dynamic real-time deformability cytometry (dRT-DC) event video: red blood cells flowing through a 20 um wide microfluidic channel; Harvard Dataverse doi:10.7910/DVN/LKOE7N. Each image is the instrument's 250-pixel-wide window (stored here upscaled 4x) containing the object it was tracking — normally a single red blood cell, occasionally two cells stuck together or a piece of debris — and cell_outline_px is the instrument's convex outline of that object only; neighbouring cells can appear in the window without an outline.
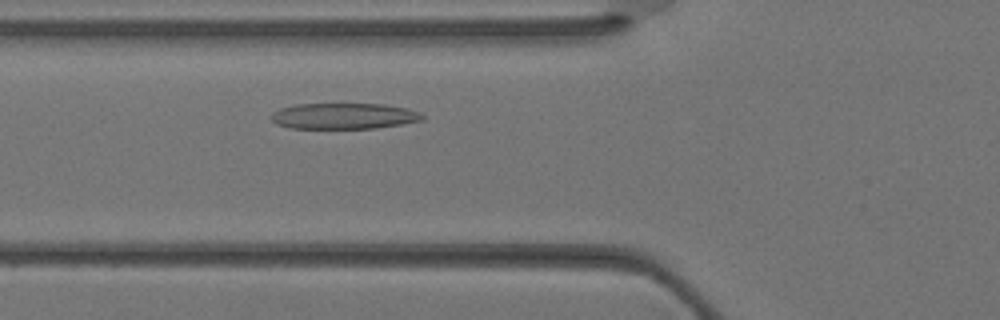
{"species": "Egyptian fruit bat (a non-hibernating species)", "species_latin": "Rousettus aegyptiacus", "temperature_condition": "warm", "stored_images_in_passage": 24, "camera_frame_rate_fps": 3000, "um_per_image_px": 0.085, "animal": {"sex": "female"}, "frame": {"image": 1, "passage_image": 5, "time_ms": 1.333, "image_size_px": [1000, 320], "cell_outline_px": [[424, 120], [376, 128], [288, 128], [276, 124], [268, 116], [272, 112], [280, 108], [296, 104], [384, 104], [404, 108], [420, 112], [424, 116]], "centroid_in_image_um": [29.18, 9.86], "position_along_channel_um": 96.6, "area_um2": 22.89}}
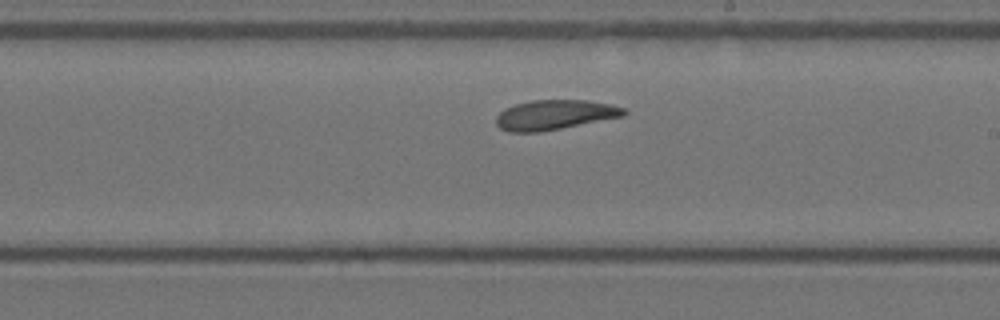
{"frame": {"image": 2, "passage_image": 13, "time_ms": 4.0, "image_size_px": [1000, 320], "cell_outline_px": [[628, 112], [624, 116], [540, 132], [508, 132], [500, 128], [496, 124], [496, 116], [504, 108], [516, 104], [532, 100], [588, 100], [612, 104], [624, 108]], "centroid_in_image_um": [47.15, 9.75], "position_along_channel_um": 241.9, "area_um2": 22.25}}
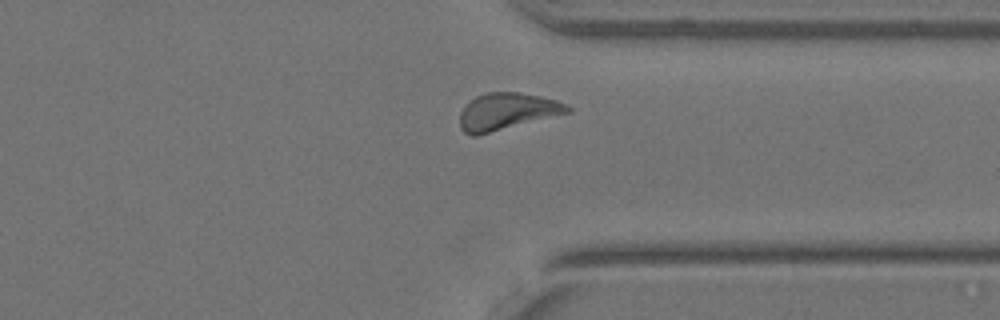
{"frame": {"image": 3, "passage_image": 20, "time_ms": 6.333, "image_size_px": [1000, 320], "cell_outline_px": [[572, 112], [476, 136], [472, 136], [464, 132], [460, 128], [460, 112], [476, 96], [488, 92], [520, 92], [540, 96], [556, 100], [568, 104], [572, 108]], "centroid_in_image_um": [43.13, 9.48], "position_along_channel_um": 368.3, "area_um2": 23.18}}